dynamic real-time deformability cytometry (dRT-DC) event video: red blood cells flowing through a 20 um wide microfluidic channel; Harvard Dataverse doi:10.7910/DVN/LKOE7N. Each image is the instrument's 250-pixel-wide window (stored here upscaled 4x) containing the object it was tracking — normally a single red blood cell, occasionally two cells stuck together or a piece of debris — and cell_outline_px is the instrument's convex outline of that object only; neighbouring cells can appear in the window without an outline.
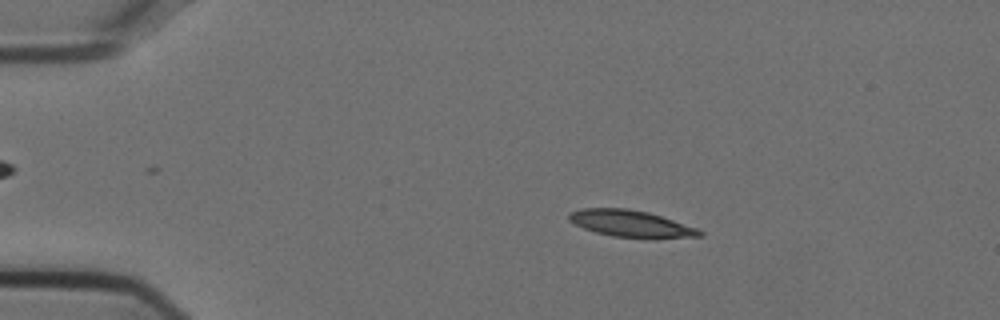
{"species": "Egyptian fruit bat (a non-hibernating species)", "species_latin": "Rousettus aegyptiacus", "temperature_condition": "cold", "stored_images_in_passage": 47, "camera_frame_rate_fps": 3000, "um_per_image_px": 0.085, "animal": {"sex": "female"}, "frame": {"image": 1, "passage_image": 10, "time_ms": 3.0, "image_size_px": [1000, 320], "cell_outline_px": [[704, 236], [612, 236], [596, 232], [584, 228], [568, 220], [568, 216], [572, 212], [584, 208], [628, 208], [648, 212], [696, 228], [704, 232]], "centroid_in_image_um": [53.55, 18.97], "position_along_channel_um": 31.5, "area_um2": 19.31}}
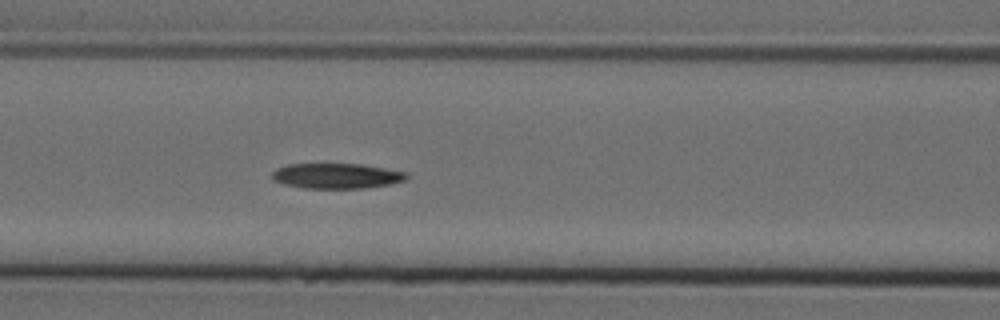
{"frame": {"image": 2, "passage_image": 23, "time_ms": 7.333, "image_size_px": [1000, 320], "cell_outline_px": [[408, 180], [388, 184], [364, 188], [304, 188], [284, 184], [272, 180], [272, 172], [276, 168], [288, 164], [360, 164], [408, 172]], "centroid_in_image_um": [28.61, 14.95], "position_along_channel_um": 138.0, "area_um2": 19.83}}
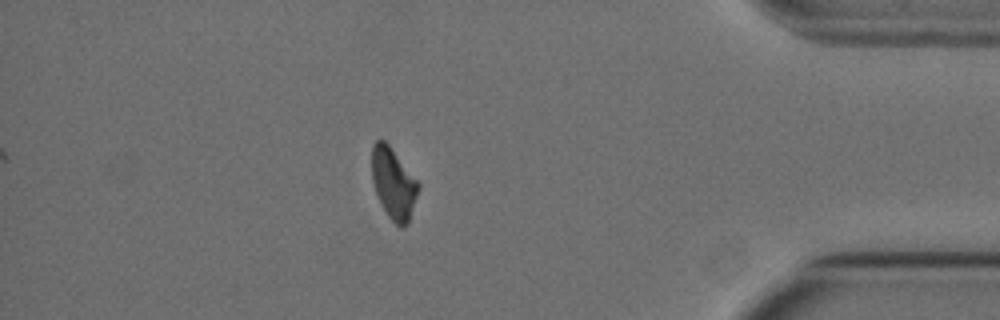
{"frame": {"image": 3, "passage_image": 47, "time_ms": 15.333, "image_size_px": [1000, 320], "cell_outline_px": [[420, 188], [408, 224], [404, 228], [400, 228], [388, 216], [376, 192], [372, 180], [372, 144], [376, 140], [384, 140], [388, 144], [420, 184]], "centroid_in_image_um": [33.46, 15.61], "position_along_channel_um": 401.7, "area_um2": 19.07}, "authors_computed_cell_mechanics": {"area_um2": 20.3456, "velocity_mm_per_s": 3.747, "shape_relaxation_time_tau1_ms": 9.8696, "shape_relaxation_time_tau2_ms": null, "deformation_change_tau1": 0.2302, "deformation_change_tau2": null}}